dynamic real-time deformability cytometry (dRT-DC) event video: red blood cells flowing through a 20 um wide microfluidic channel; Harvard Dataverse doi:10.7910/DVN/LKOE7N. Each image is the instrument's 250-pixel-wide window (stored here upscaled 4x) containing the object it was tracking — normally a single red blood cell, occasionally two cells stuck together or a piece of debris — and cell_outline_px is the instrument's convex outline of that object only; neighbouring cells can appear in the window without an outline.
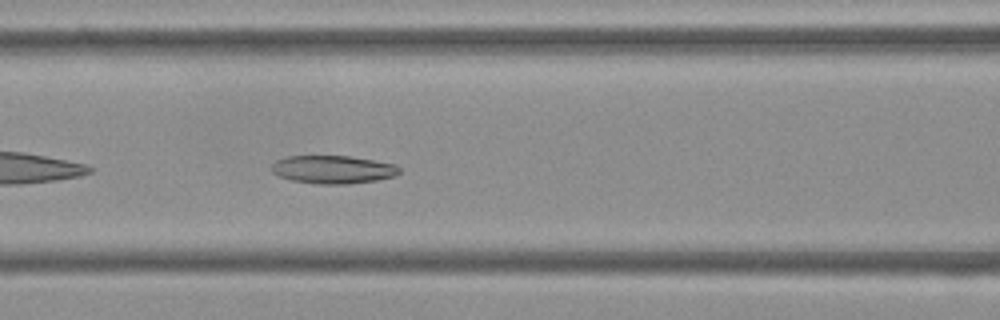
{"species": "Egyptian fruit bat (a non-hibernating species)", "species_latin": "Rousettus aegyptiacus", "temperature_condition": "cold", "stored_images_in_passage": 39, "camera_frame_rate_fps": 3000, "um_per_image_px": 0.085, "frame": {"image": 1, "passage_image": 8, "time_ms": 2.333, "image_size_px": [1000, 320], "cell_outline_px": [[400, 172], [392, 176], [376, 180], [348, 184], [316, 184], [292, 180], [280, 176], [272, 172], [272, 164], [276, 160], [284, 156], [348, 156], [396, 164], [400, 168]], "centroid_in_image_um": [28.28, 14.4], "position_along_channel_um": 138.3, "area_um2": 20.81}}
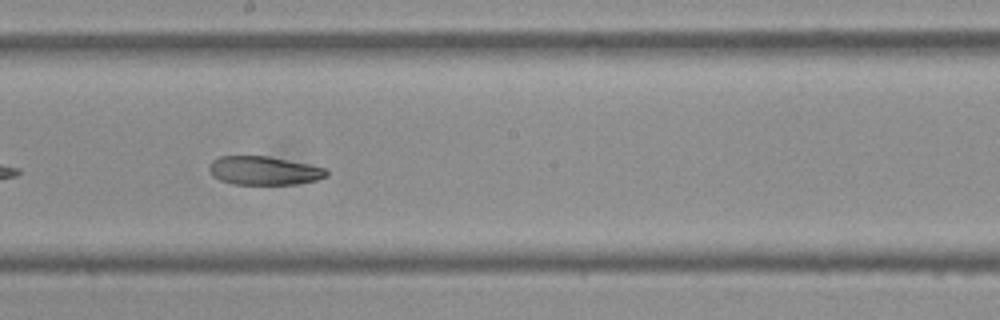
{"frame": {"image": 2, "passage_image": 15, "time_ms": 4.667, "image_size_px": [1000, 320], "cell_outline_px": [[328, 176], [316, 180], [296, 184], [232, 184], [220, 180], [212, 176], [208, 168], [208, 164], [212, 160], [220, 156], [268, 156], [328, 168]], "centroid_in_image_um": [22.43, 14.5], "position_along_channel_um": 225.8, "area_um2": 19.71}}
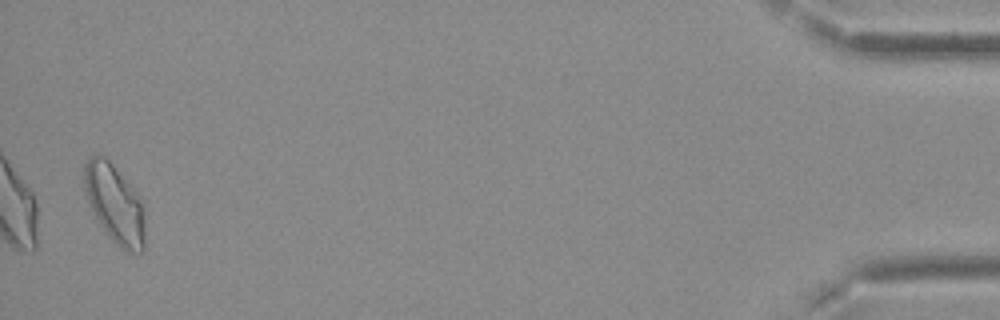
{"frame": {"image": 3, "passage_image": 38, "time_ms": 12.333, "image_size_px": [1000, 320], "cell_outline_px": [[144, 252], [128, 252], [120, 248], [104, 232], [88, 200], [84, 188], [84, 164], [88, 156], [96, 152], [104, 156], [112, 164], [136, 192], [140, 200], [144, 216]], "centroid_in_image_um": [9.73, 17.31], "position_along_channel_um": 425.5, "area_um2": 27.69}}